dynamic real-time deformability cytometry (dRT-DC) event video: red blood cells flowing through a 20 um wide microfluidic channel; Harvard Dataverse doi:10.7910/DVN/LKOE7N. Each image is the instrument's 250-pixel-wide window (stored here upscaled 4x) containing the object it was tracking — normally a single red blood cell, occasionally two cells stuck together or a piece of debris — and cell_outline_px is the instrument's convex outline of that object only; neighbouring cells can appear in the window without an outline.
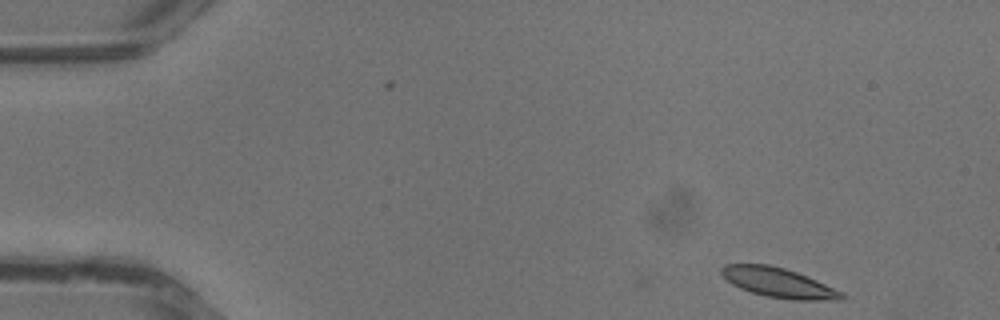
{"species": "common noctule bat (a hibernating species)", "species_latin": "Nyctalus noctula", "temperature_condition": "warm", "stored_images_in_passage": 35, "camera_frame_rate_fps": 3000, "um_per_image_px": 0.085, "animal": {"sex": "male", "body_mass_g": 13.3}, "frame": {"image": 1, "passage_image": 1, "time_ms": 0.0, "image_size_px": [1000, 320], "cell_outline_px": [[844, 300], [792, 300], [764, 296], [740, 288], [732, 284], [720, 272], [720, 268], [724, 264], [768, 264], [784, 268], [808, 276], [844, 292]], "centroid_in_image_um": [66.2, 24.03], "position_along_channel_um": 18.8, "area_um2": 20.87}}
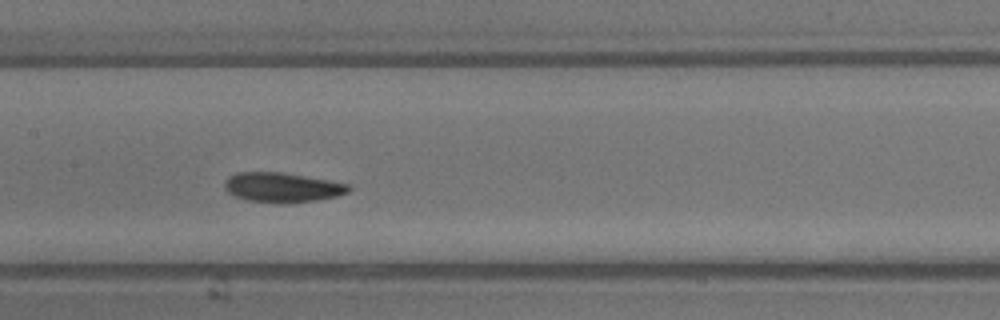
{"frame": {"image": 2, "passage_image": 16, "time_ms": 5.0, "image_size_px": [1000, 320], "cell_outline_px": [[352, 188], [348, 192], [336, 196], [316, 200], [284, 204], [276, 204], [248, 200], [236, 196], [228, 192], [224, 188], [224, 180], [228, 176], [236, 172], [280, 172], [328, 180], [348, 184]], "centroid_in_image_um": [23.95, 15.93], "position_along_channel_um": 183.4, "area_um2": 21.56}}
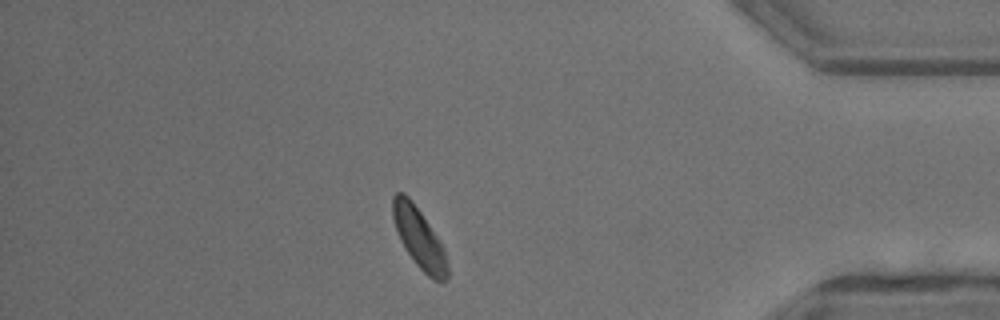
{"frame": {"image": 3, "passage_image": 30, "time_ms": 9.667, "image_size_px": [1000, 320], "cell_outline_px": [[448, 276], [444, 280], [432, 280], [416, 264], [404, 248], [400, 240], [392, 216], [392, 196], [396, 192], [404, 192], [412, 200], [440, 240], [444, 248], [448, 264]], "centroid_in_image_um": [35.62, 20.21], "position_along_channel_um": 399.6, "area_um2": 19.19}}